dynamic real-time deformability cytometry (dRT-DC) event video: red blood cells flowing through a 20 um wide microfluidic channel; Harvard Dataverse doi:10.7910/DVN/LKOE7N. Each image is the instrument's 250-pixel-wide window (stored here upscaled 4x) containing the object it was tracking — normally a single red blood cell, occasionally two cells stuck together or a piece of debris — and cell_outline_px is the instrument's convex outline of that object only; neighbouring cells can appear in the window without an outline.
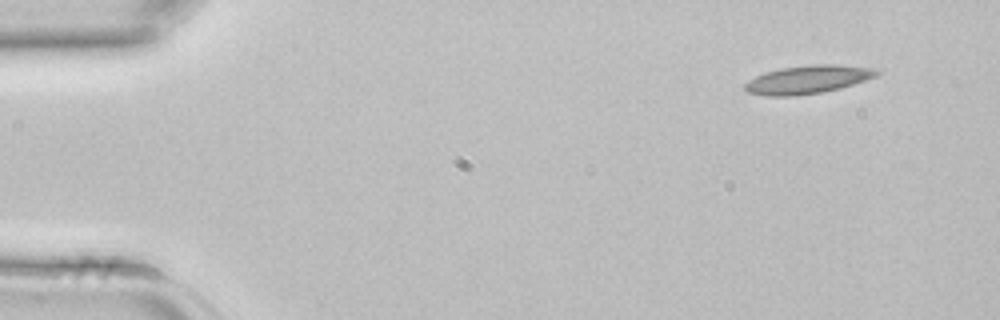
{"species": "common noctule bat (a hibernating species)", "species_latin": "Nyctalus noctula", "temperature_condition": "room temperature", "stored_images_in_passage": 2, "camera_frame_rate_fps": 3000, "um_per_image_px": 0.085, "animal": {"sex": "female", "body_mass_g": 22.7, "forearm_length_mm": 54.2}, "frame": {"image": 1, "passage_image": 1, "time_ms": 0.0, "image_size_px": [1000, 320], "cell_outline_px": [[880, 72], [876, 76], [840, 88], [824, 92], [792, 96], [764, 96], [748, 92], [744, 88], [744, 84], [748, 80], [764, 72], [780, 68], [812, 64], [836, 64], [872, 68]], "centroid_in_image_um": [68.61, 6.76], "position_along_channel_um": 16.4, "area_um2": 21.68}}